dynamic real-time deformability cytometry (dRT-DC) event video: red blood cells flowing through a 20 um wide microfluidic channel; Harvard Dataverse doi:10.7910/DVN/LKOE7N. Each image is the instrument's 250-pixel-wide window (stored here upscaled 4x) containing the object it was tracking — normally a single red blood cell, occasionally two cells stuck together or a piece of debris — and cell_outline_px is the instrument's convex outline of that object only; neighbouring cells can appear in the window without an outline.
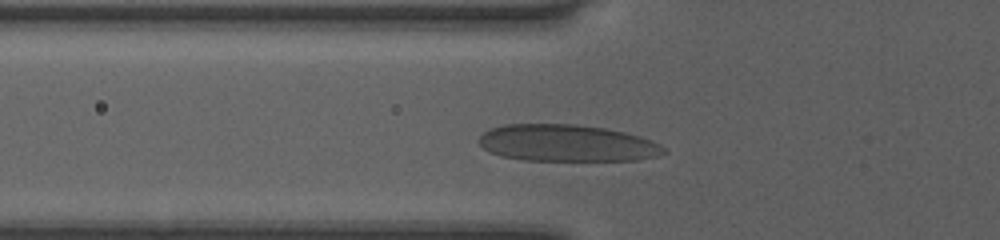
{"species": "human", "species_latin": "Homo sapiens", "temperature_condition": "room temperature", "stored_images_in_passage": 34, "camera_frame_rate_fps": 3000, "um_per_image_px": 0.085, "donor": {"sex": "female"}, "frame": {"image": 1, "passage_image": 8, "time_ms": 2.333, "image_size_px": [1000, 240], "cell_outline_px": [[668, 152], [656, 156], [636, 160], [524, 160], [500, 156], [488, 152], [480, 144], [480, 136], [484, 132], [492, 128], [504, 124], [576, 124], [604, 128], [624, 132], [640, 136], [660, 144], [668, 148]], "centroid_in_image_um": [48.2, 12.16], "position_along_channel_um": 77.6, "area_um2": 39.71}}
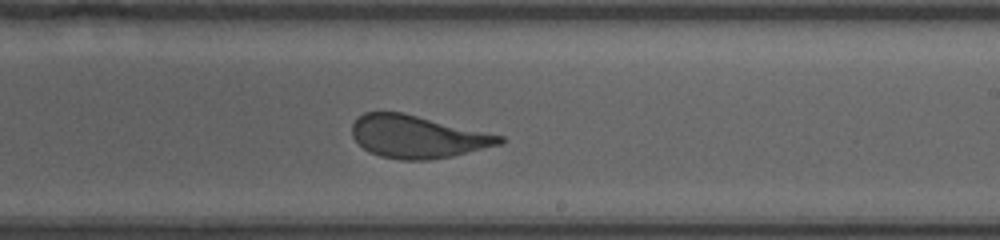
{"frame": {"image": 2, "passage_image": 21, "time_ms": 6.667, "image_size_px": [1000, 240], "cell_outline_px": [[508, 140], [500, 144], [452, 156], [428, 160], [400, 160], [380, 156], [368, 152], [352, 136], [352, 124], [356, 116], [364, 112], [404, 112], [504, 136]], "centroid_in_image_um": [35.47, 11.61], "position_along_channel_um": 253.5, "area_um2": 36.82}}
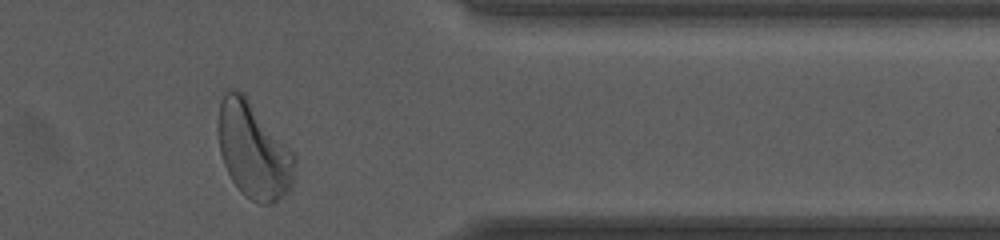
{"frame": {"image": 3, "passage_image": 32, "time_ms": 10.333, "image_size_px": [1000, 240], "cell_outline_px": [[296, 160], [292, 184], [288, 192], [284, 196], [272, 204], [260, 204], [244, 196], [240, 192], [232, 180], [224, 164], [220, 152], [216, 128], [220, 100], [224, 88], [232, 88], [244, 92], [296, 156]], "centroid_in_image_um": [21.51, 12.74], "position_along_channel_um": 389.9, "area_um2": 43.58}, "authors_computed_cell_mechanics": {"area_um2": 38.2636, "velocity_mm_per_s": 4.0416, "shape_relaxation_time_tau1_ms": 4.281, "shape_relaxation_time_tau2_ms": null, "deformation_change_tau1": 0.1488, "deformation_change_tau2": null}}